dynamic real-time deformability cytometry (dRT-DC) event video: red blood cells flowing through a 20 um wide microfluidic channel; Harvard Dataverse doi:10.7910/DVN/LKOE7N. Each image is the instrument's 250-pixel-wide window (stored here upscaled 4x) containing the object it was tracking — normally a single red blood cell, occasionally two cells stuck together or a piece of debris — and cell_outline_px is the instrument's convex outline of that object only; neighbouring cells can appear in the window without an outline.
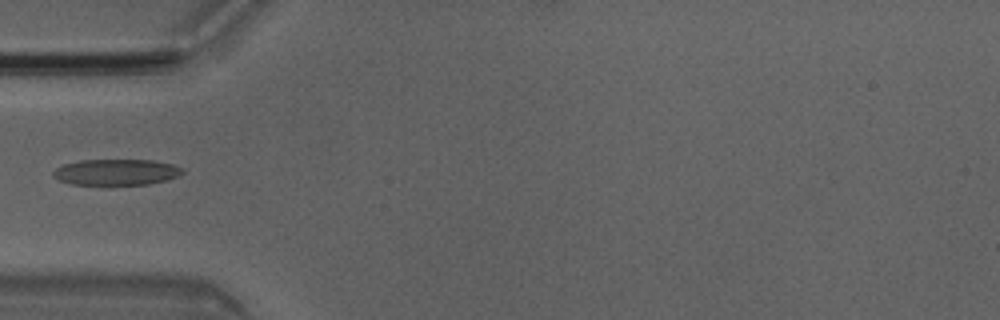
{"species": "Egyptian fruit bat (a non-hibernating species)", "species_latin": "Rousettus aegyptiacus", "temperature_condition": "room temperature", "stored_images_in_passage": 4, "camera_frame_rate_fps": 3000, "um_per_image_px": 0.085, "animal": {"sex": "male"}, "frame": {"image": 1, "passage_image": 3, "time_ms": 0.667, "image_size_px": [1000, 320], "cell_outline_px": [[184, 172], [180, 176], [168, 180], [148, 184], [112, 188], [72, 184], [60, 180], [52, 176], [52, 172], [56, 168], [64, 164], [80, 160], [152, 160], [172, 164], [184, 168]], "centroid_in_image_um": [9.9, 14.68], "position_along_channel_um": 75.1, "area_um2": 20.69}}